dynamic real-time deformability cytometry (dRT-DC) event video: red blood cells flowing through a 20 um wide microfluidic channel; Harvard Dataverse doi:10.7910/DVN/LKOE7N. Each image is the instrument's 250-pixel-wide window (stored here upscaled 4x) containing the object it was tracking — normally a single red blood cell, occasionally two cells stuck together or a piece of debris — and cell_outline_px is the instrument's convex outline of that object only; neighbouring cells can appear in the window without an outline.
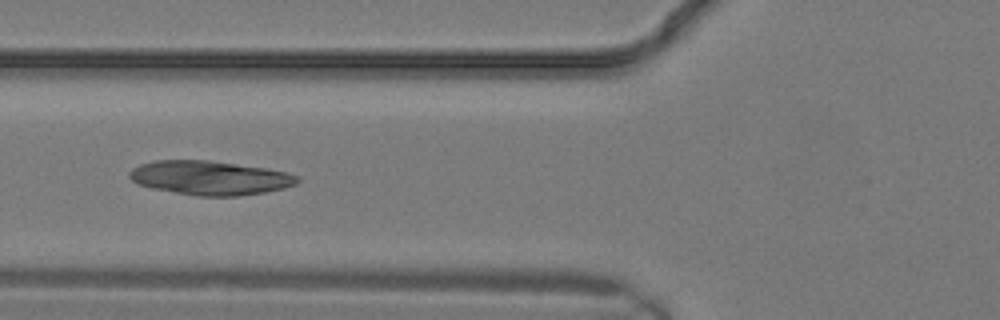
{"species": "common noctule bat (a hibernating species)", "species_latin": "Nyctalus noctula", "temperature_condition": "warm", "stored_images_in_passage": 10, "camera_frame_rate_fps": 3000, "um_per_image_px": 0.085, "animal": {"sex": "male", "body_mass_g": 19.2, "forearm_length_mm": 51.8}, "frame": {"image": 1, "passage_image": 9, "time_ms": 2.667, "image_size_px": [1000, 320], "cell_outline_px": [[300, 180], [296, 184], [284, 188], [264, 192], [240, 196], [196, 196], [152, 188], [136, 184], [128, 176], [128, 172], [132, 168], [140, 164], [156, 160], [208, 160], [268, 168], [288, 172], [300, 176]], "centroid_in_image_um": [17.86, 15.11], "position_along_channel_um": 107.9, "area_um2": 33.64}}